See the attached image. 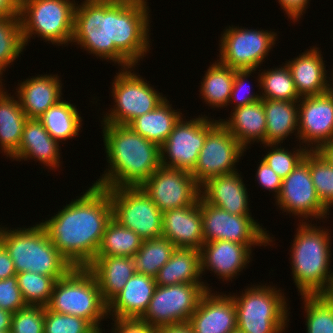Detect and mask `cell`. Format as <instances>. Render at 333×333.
Masks as SVG:
<instances>
[{
    "instance_id": "6da1fadb",
    "label": "cell",
    "mask_w": 333,
    "mask_h": 333,
    "mask_svg": "<svg viewBox=\"0 0 333 333\" xmlns=\"http://www.w3.org/2000/svg\"><path fill=\"white\" fill-rule=\"evenodd\" d=\"M147 0H84L76 4L72 41L97 58L135 66L150 48ZM149 10V11H148Z\"/></svg>"
},
{
    "instance_id": "7a4b0ae2",
    "label": "cell",
    "mask_w": 333,
    "mask_h": 333,
    "mask_svg": "<svg viewBox=\"0 0 333 333\" xmlns=\"http://www.w3.org/2000/svg\"><path fill=\"white\" fill-rule=\"evenodd\" d=\"M60 210L39 224L73 267H87L96 258L106 225L112 219L108 190L93 184Z\"/></svg>"
},
{
    "instance_id": "3957f363",
    "label": "cell",
    "mask_w": 333,
    "mask_h": 333,
    "mask_svg": "<svg viewBox=\"0 0 333 333\" xmlns=\"http://www.w3.org/2000/svg\"><path fill=\"white\" fill-rule=\"evenodd\" d=\"M101 124L109 164L94 184L106 189L140 187L161 166L160 146L128 125Z\"/></svg>"
},
{
    "instance_id": "277c9868",
    "label": "cell",
    "mask_w": 333,
    "mask_h": 333,
    "mask_svg": "<svg viewBox=\"0 0 333 333\" xmlns=\"http://www.w3.org/2000/svg\"><path fill=\"white\" fill-rule=\"evenodd\" d=\"M299 223L290 250L294 283L301 295L323 294L333 280L331 233L306 221Z\"/></svg>"
},
{
    "instance_id": "5b68a950",
    "label": "cell",
    "mask_w": 333,
    "mask_h": 333,
    "mask_svg": "<svg viewBox=\"0 0 333 333\" xmlns=\"http://www.w3.org/2000/svg\"><path fill=\"white\" fill-rule=\"evenodd\" d=\"M0 243L14 262L16 273L30 271L58 280L73 268L39 223L13 230L0 227Z\"/></svg>"
},
{
    "instance_id": "8992f818",
    "label": "cell",
    "mask_w": 333,
    "mask_h": 333,
    "mask_svg": "<svg viewBox=\"0 0 333 333\" xmlns=\"http://www.w3.org/2000/svg\"><path fill=\"white\" fill-rule=\"evenodd\" d=\"M49 310L77 316L87 320L99 333L101 320L108 316L97 279L87 267H73L64 277L56 280Z\"/></svg>"
},
{
    "instance_id": "52a82bcc",
    "label": "cell",
    "mask_w": 333,
    "mask_h": 333,
    "mask_svg": "<svg viewBox=\"0 0 333 333\" xmlns=\"http://www.w3.org/2000/svg\"><path fill=\"white\" fill-rule=\"evenodd\" d=\"M263 284L233 295L237 312V328L243 333H283L289 313L286 297L272 285Z\"/></svg>"
},
{
    "instance_id": "ba28073f",
    "label": "cell",
    "mask_w": 333,
    "mask_h": 333,
    "mask_svg": "<svg viewBox=\"0 0 333 333\" xmlns=\"http://www.w3.org/2000/svg\"><path fill=\"white\" fill-rule=\"evenodd\" d=\"M73 1L20 0L19 16L25 46L34 34L58 46H66L68 42L70 44L76 8L75 0Z\"/></svg>"
},
{
    "instance_id": "9c48e42d",
    "label": "cell",
    "mask_w": 333,
    "mask_h": 333,
    "mask_svg": "<svg viewBox=\"0 0 333 333\" xmlns=\"http://www.w3.org/2000/svg\"><path fill=\"white\" fill-rule=\"evenodd\" d=\"M135 67L122 68L115 76L111 93L116 104L101 122L128 125L136 117L154 110L166 99L143 77L131 72Z\"/></svg>"
},
{
    "instance_id": "30bf717a",
    "label": "cell",
    "mask_w": 333,
    "mask_h": 333,
    "mask_svg": "<svg viewBox=\"0 0 333 333\" xmlns=\"http://www.w3.org/2000/svg\"><path fill=\"white\" fill-rule=\"evenodd\" d=\"M112 218L129 228L143 240L162 236V212L141 187L107 189Z\"/></svg>"
},
{
    "instance_id": "8fae6325",
    "label": "cell",
    "mask_w": 333,
    "mask_h": 333,
    "mask_svg": "<svg viewBox=\"0 0 333 333\" xmlns=\"http://www.w3.org/2000/svg\"><path fill=\"white\" fill-rule=\"evenodd\" d=\"M207 285H156L149 306L140 320L155 328L188 323L202 295L211 290Z\"/></svg>"
},
{
    "instance_id": "7c38bea8",
    "label": "cell",
    "mask_w": 333,
    "mask_h": 333,
    "mask_svg": "<svg viewBox=\"0 0 333 333\" xmlns=\"http://www.w3.org/2000/svg\"><path fill=\"white\" fill-rule=\"evenodd\" d=\"M244 151L245 148L219 120L209 119L206 140L191 174L201 186L211 178L233 173Z\"/></svg>"
},
{
    "instance_id": "4fadbf2b",
    "label": "cell",
    "mask_w": 333,
    "mask_h": 333,
    "mask_svg": "<svg viewBox=\"0 0 333 333\" xmlns=\"http://www.w3.org/2000/svg\"><path fill=\"white\" fill-rule=\"evenodd\" d=\"M220 37L219 62L235 70H256L276 43V32L245 29L237 26L224 29Z\"/></svg>"
},
{
    "instance_id": "5bb4252c",
    "label": "cell",
    "mask_w": 333,
    "mask_h": 333,
    "mask_svg": "<svg viewBox=\"0 0 333 333\" xmlns=\"http://www.w3.org/2000/svg\"><path fill=\"white\" fill-rule=\"evenodd\" d=\"M202 228L205 242L227 240L239 244H269L273 242L266 229L252 215H233L207 203L200 196Z\"/></svg>"
},
{
    "instance_id": "9a60e30c",
    "label": "cell",
    "mask_w": 333,
    "mask_h": 333,
    "mask_svg": "<svg viewBox=\"0 0 333 333\" xmlns=\"http://www.w3.org/2000/svg\"><path fill=\"white\" fill-rule=\"evenodd\" d=\"M140 187L162 213L197 204L200 199V185L186 170L160 166Z\"/></svg>"
},
{
    "instance_id": "2e32d148",
    "label": "cell",
    "mask_w": 333,
    "mask_h": 333,
    "mask_svg": "<svg viewBox=\"0 0 333 333\" xmlns=\"http://www.w3.org/2000/svg\"><path fill=\"white\" fill-rule=\"evenodd\" d=\"M276 204L302 219H324L330 212L320 201L309 171V151L297 167L282 179ZM328 213V214H327ZM309 217V218H308ZM307 218V219H306Z\"/></svg>"
},
{
    "instance_id": "e0dca14e",
    "label": "cell",
    "mask_w": 333,
    "mask_h": 333,
    "mask_svg": "<svg viewBox=\"0 0 333 333\" xmlns=\"http://www.w3.org/2000/svg\"><path fill=\"white\" fill-rule=\"evenodd\" d=\"M208 118L201 115L190 121H184L182 117L179 119L167 140L160 146L161 166L189 172L195 168L206 140Z\"/></svg>"
},
{
    "instance_id": "ac0fdd59",
    "label": "cell",
    "mask_w": 333,
    "mask_h": 333,
    "mask_svg": "<svg viewBox=\"0 0 333 333\" xmlns=\"http://www.w3.org/2000/svg\"><path fill=\"white\" fill-rule=\"evenodd\" d=\"M298 111L296 138L299 137V142L302 140L300 146L304 143L306 148L312 145L309 150H316L321 144L333 139V96L329 92L300 98Z\"/></svg>"
},
{
    "instance_id": "d6986e66",
    "label": "cell",
    "mask_w": 333,
    "mask_h": 333,
    "mask_svg": "<svg viewBox=\"0 0 333 333\" xmlns=\"http://www.w3.org/2000/svg\"><path fill=\"white\" fill-rule=\"evenodd\" d=\"M254 245L268 244H239L227 240L204 242L200 248L201 274L210 270L223 281H232L251 261V246Z\"/></svg>"
},
{
    "instance_id": "ffe728a7",
    "label": "cell",
    "mask_w": 333,
    "mask_h": 333,
    "mask_svg": "<svg viewBox=\"0 0 333 333\" xmlns=\"http://www.w3.org/2000/svg\"><path fill=\"white\" fill-rule=\"evenodd\" d=\"M207 290L191 315L188 324L195 333H230L237 329V312L230 295Z\"/></svg>"
},
{
    "instance_id": "44dd1931",
    "label": "cell",
    "mask_w": 333,
    "mask_h": 333,
    "mask_svg": "<svg viewBox=\"0 0 333 333\" xmlns=\"http://www.w3.org/2000/svg\"><path fill=\"white\" fill-rule=\"evenodd\" d=\"M162 236L176 248L198 249L204 244L200 199L197 204L163 212Z\"/></svg>"
},
{
    "instance_id": "7402d4cb",
    "label": "cell",
    "mask_w": 333,
    "mask_h": 333,
    "mask_svg": "<svg viewBox=\"0 0 333 333\" xmlns=\"http://www.w3.org/2000/svg\"><path fill=\"white\" fill-rule=\"evenodd\" d=\"M238 171L219 175L200 186V196L209 204L233 215H250L248 192Z\"/></svg>"
},
{
    "instance_id": "603a6c76",
    "label": "cell",
    "mask_w": 333,
    "mask_h": 333,
    "mask_svg": "<svg viewBox=\"0 0 333 333\" xmlns=\"http://www.w3.org/2000/svg\"><path fill=\"white\" fill-rule=\"evenodd\" d=\"M155 288L154 277L134 273L124 288L107 303V317L140 319L149 306Z\"/></svg>"
},
{
    "instance_id": "cb8c5ba5",
    "label": "cell",
    "mask_w": 333,
    "mask_h": 333,
    "mask_svg": "<svg viewBox=\"0 0 333 333\" xmlns=\"http://www.w3.org/2000/svg\"><path fill=\"white\" fill-rule=\"evenodd\" d=\"M285 63L292 75L300 98L318 96L329 91L325 61L319 48L310 49ZM325 65V66H324Z\"/></svg>"
},
{
    "instance_id": "d4e9b609",
    "label": "cell",
    "mask_w": 333,
    "mask_h": 333,
    "mask_svg": "<svg viewBox=\"0 0 333 333\" xmlns=\"http://www.w3.org/2000/svg\"><path fill=\"white\" fill-rule=\"evenodd\" d=\"M16 97L27 118H39L61 99L62 83L59 76L39 75L18 83Z\"/></svg>"
},
{
    "instance_id": "484cf974",
    "label": "cell",
    "mask_w": 333,
    "mask_h": 333,
    "mask_svg": "<svg viewBox=\"0 0 333 333\" xmlns=\"http://www.w3.org/2000/svg\"><path fill=\"white\" fill-rule=\"evenodd\" d=\"M59 147V141L50 136L39 119L28 118L18 151L11 158L16 161L33 158L54 170L60 165Z\"/></svg>"
},
{
    "instance_id": "4316f807",
    "label": "cell",
    "mask_w": 333,
    "mask_h": 333,
    "mask_svg": "<svg viewBox=\"0 0 333 333\" xmlns=\"http://www.w3.org/2000/svg\"><path fill=\"white\" fill-rule=\"evenodd\" d=\"M231 118L220 119L219 122L245 148L252 142L265 144L266 115L263 99L245 106L234 108Z\"/></svg>"
},
{
    "instance_id": "83f0119b",
    "label": "cell",
    "mask_w": 333,
    "mask_h": 333,
    "mask_svg": "<svg viewBox=\"0 0 333 333\" xmlns=\"http://www.w3.org/2000/svg\"><path fill=\"white\" fill-rule=\"evenodd\" d=\"M87 268L97 279L106 303L124 288L135 273L132 257L96 256Z\"/></svg>"
},
{
    "instance_id": "f1b7e54d",
    "label": "cell",
    "mask_w": 333,
    "mask_h": 333,
    "mask_svg": "<svg viewBox=\"0 0 333 333\" xmlns=\"http://www.w3.org/2000/svg\"><path fill=\"white\" fill-rule=\"evenodd\" d=\"M200 250L176 248L168 262L155 277L156 285L168 286L181 283L205 285L201 281Z\"/></svg>"
},
{
    "instance_id": "f546056e",
    "label": "cell",
    "mask_w": 333,
    "mask_h": 333,
    "mask_svg": "<svg viewBox=\"0 0 333 333\" xmlns=\"http://www.w3.org/2000/svg\"><path fill=\"white\" fill-rule=\"evenodd\" d=\"M0 83V149L11 159L18 151L23 127L28 119L20 106L19 99L9 96Z\"/></svg>"
},
{
    "instance_id": "4dcf8cb0",
    "label": "cell",
    "mask_w": 333,
    "mask_h": 333,
    "mask_svg": "<svg viewBox=\"0 0 333 333\" xmlns=\"http://www.w3.org/2000/svg\"><path fill=\"white\" fill-rule=\"evenodd\" d=\"M298 104L299 101L263 99L266 115L265 144L283 143L290 134L298 131Z\"/></svg>"
},
{
    "instance_id": "1f68e13d",
    "label": "cell",
    "mask_w": 333,
    "mask_h": 333,
    "mask_svg": "<svg viewBox=\"0 0 333 333\" xmlns=\"http://www.w3.org/2000/svg\"><path fill=\"white\" fill-rule=\"evenodd\" d=\"M171 105L168 99H165L154 110L133 119L128 126L143 138L161 146L175 124L183 117L182 113L174 110Z\"/></svg>"
},
{
    "instance_id": "d6a6232c",
    "label": "cell",
    "mask_w": 333,
    "mask_h": 333,
    "mask_svg": "<svg viewBox=\"0 0 333 333\" xmlns=\"http://www.w3.org/2000/svg\"><path fill=\"white\" fill-rule=\"evenodd\" d=\"M76 105L65 100H60L55 105L51 106L38 119L43 126L56 141L70 140L78 136L81 130L82 117L78 113Z\"/></svg>"
},
{
    "instance_id": "836d02e7",
    "label": "cell",
    "mask_w": 333,
    "mask_h": 333,
    "mask_svg": "<svg viewBox=\"0 0 333 333\" xmlns=\"http://www.w3.org/2000/svg\"><path fill=\"white\" fill-rule=\"evenodd\" d=\"M235 69L223 65L218 60L215 61L203 76L200 93L205 104L211 107L223 108L228 105L233 82L235 79Z\"/></svg>"
},
{
    "instance_id": "e575fe53",
    "label": "cell",
    "mask_w": 333,
    "mask_h": 333,
    "mask_svg": "<svg viewBox=\"0 0 333 333\" xmlns=\"http://www.w3.org/2000/svg\"><path fill=\"white\" fill-rule=\"evenodd\" d=\"M142 242L139 235L112 218L106 225L96 256L133 257Z\"/></svg>"
},
{
    "instance_id": "d590c367",
    "label": "cell",
    "mask_w": 333,
    "mask_h": 333,
    "mask_svg": "<svg viewBox=\"0 0 333 333\" xmlns=\"http://www.w3.org/2000/svg\"><path fill=\"white\" fill-rule=\"evenodd\" d=\"M175 249L174 244L163 236L143 240L140 249L132 257L135 273L155 278L159 270L168 262Z\"/></svg>"
},
{
    "instance_id": "8d00e7d4",
    "label": "cell",
    "mask_w": 333,
    "mask_h": 333,
    "mask_svg": "<svg viewBox=\"0 0 333 333\" xmlns=\"http://www.w3.org/2000/svg\"><path fill=\"white\" fill-rule=\"evenodd\" d=\"M261 74V75H260ZM258 77V83L262 90V99L299 101L295 84L288 66L264 70ZM264 90V91H263Z\"/></svg>"
},
{
    "instance_id": "74e56055",
    "label": "cell",
    "mask_w": 333,
    "mask_h": 333,
    "mask_svg": "<svg viewBox=\"0 0 333 333\" xmlns=\"http://www.w3.org/2000/svg\"><path fill=\"white\" fill-rule=\"evenodd\" d=\"M20 16L0 17V83L3 71L23 52Z\"/></svg>"
},
{
    "instance_id": "f35d334b",
    "label": "cell",
    "mask_w": 333,
    "mask_h": 333,
    "mask_svg": "<svg viewBox=\"0 0 333 333\" xmlns=\"http://www.w3.org/2000/svg\"><path fill=\"white\" fill-rule=\"evenodd\" d=\"M18 287L27 305L47 306L51 300L54 284L53 277L33 272L16 274Z\"/></svg>"
},
{
    "instance_id": "ab89813d",
    "label": "cell",
    "mask_w": 333,
    "mask_h": 333,
    "mask_svg": "<svg viewBox=\"0 0 333 333\" xmlns=\"http://www.w3.org/2000/svg\"><path fill=\"white\" fill-rule=\"evenodd\" d=\"M307 333H333V305L323 294L301 295Z\"/></svg>"
},
{
    "instance_id": "60d3db41",
    "label": "cell",
    "mask_w": 333,
    "mask_h": 333,
    "mask_svg": "<svg viewBox=\"0 0 333 333\" xmlns=\"http://www.w3.org/2000/svg\"><path fill=\"white\" fill-rule=\"evenodd\" d=\"M309 171L322 204L333 207V167L315 150H309Z\"/></svg>"
},
{
    "instance_id": "b9f144b4",
    "label": "cell",
    "mask_w": 333,
    "mask_h": 333,
    "mask_svg": "<svg viewBox=\"0 0 333 333\" xmlns=\"http://www.w3.org/2000/svg\"><path fill=\"white\" fill-rule=\"evenodd\" d=\"M264 145L265 148L268 146L271 150H269L270 152H268L262 160L282 179L287 177L297 167L309 151V148L303 146L291 152L283 148L281 144L280 147L278 144Z\"/></svg>"
},
{
    "instance_id": "7bdbcfd3",
    "label": "cell",
    "mask_w": 333,
    "mask_h": 333,
    "mask_svg": "<svg viewBox=\"0 0 333 333\" xmlns=\"http://www.w3.org/2000/svg\"><path fill=\"white\" fill-rule=\"evenodd\" d=\"M44 333H99L87 320L45 307Z\"/></svg>"
},
{
    "instance_id": "ee69618b",
    "label": "cell",
    "mask_w": 333,
    "mask_h": 333,
    "mask_svg": "<svg viewBox=\"0 0 333 333\" xmlns=\"http://www.w3.org/2000/svg\"><path fill=\"white\" fill-rule=\"evenodd\" d=\"M45 306L27 305L12 314L10 333H44Z\"/></svg>"
},
{
    "instance_id": "f6af8a7d",
    "label": "cell",
    "mask_w": 333,
    "mask_h": 333,
    "mask_svg": "<svg viewBox=\"0 0 333 333\" xmlns=\"http://www.w3.org/2000/svg\"><path fill=\"white\" fill-rule=\"evenodd\" d=\"M26 306L18 287L16 275L0 279V308L14 313Z\"/></svg>"
},
{
    "instance_id": "bcb514c9",
    "label": "cell",
    "mask_w": 333,
    "mask_h": 333,
    "mask_svg": "<svg viewBox=\"0 0 333 333\" xmlns=\"http://www.w3.org/2000/svg\"><path fill=\"white\" fill-rule=\"evenodd\" d=\"M254 71H256V70H236L235 71V79L233 82L232 91L230 94L228 105H230V103L232 104L233 102H236L233 104H236V106H234V108H237L240 106H245V105L255 103L262 99L261 96H259V95H261V93L255 94L252 92V94H251L250 92H248L247 95H245V93L242 91L244 96H242L243 94L240 95V91L245 90L244 87H246L245 84L248 81L247 77H249L252 74V72H254ZM248 86H250L249 83H248ZM250 89L251 88H249V90Z\"/></svg>"
},
{
    "instance_id": "7dc6e473",
    "label": "cell",
    "mask_w": 333,
    "mask_h": 333,
    "mask_svg": "<svg viewBox=\"0 0 333 333\" xmlns=\"http://www.w3.org/2000/svg\"><path fill=\"white\" fill-rule=\"evenodd\" d=\"M256 172V179L260 187L262 186L263 189L275 192L276 195L274 197L277 198L281 191L282 178L263 160H261Z\"/></svg>"
},
{
    "instance_id": "c3c4849f",
    "label": "cell",
    "mask_w": 333,
    "mask_h": 333,
    "mask_svg": "<svg viewBox=\"0 0 333 333\" xmlns=\"http://www.w3.org/2000/svg\"><path fill=\"white\" fill-rule=\"evenodd\" d=\"M115 327L111 333H156V328L152 327L140 319H112Z\"/></svg>"
},
{
    "instance_id": "681fc988",
    "label": "cell",
    "mask_w": 333,
    "mask_h": 333,
    "mask_svg": "<svg viewBox=\"0 0 333 333\" xmlns=\"http://www.w3.org/2000/svg\"><path fill=\"white\" fill-rule=\"evenodd\" d=\"M278 2L290 20L297 22L305 13V9L308 8L306 6L309 0H278Z\"/></svg>"
},
{
    "instance_id": "f907efd6",
    "label": "cell",
    "mask_w": 333,
    "mask_h": 333,
    "mask_svg": "<svg viewBox=\"0 0 333 333\" xmlns=\"http://www.w3.org/2000/svg\"><path fill=\"white\" fill-rule=\"evenodd\" d=\"M16 274L14 262L11 260L8 251L0 243V279H6Z\"/></svg>"
},
{
    "instance_id": "816d5d0a",
    "label": "cell",
    "mask_w": 333,
    "mask_h": 333,
    "mask_svg": "<svg viewBox=\"0 0 333 333\" xmlns=\"http://www.w3.org/2000/svg\"><path fill=\"white\" fill-rule=\"evenodd\" d=\"M20 0H0V17L19 16Z\"/></svg>"
},
{
    "instance_id": "f5cc1de1",
    "label": "cell",
    "mask_w": 333,
    "mask_h": 333,
    "mask_svg": "<svg viewBox=\"0 0 333 333\" xmlns=\"http://www.w3.org/2000/svg\"><path fill=\"white\" fill-rule=\"evenodd\" d=\"M156 333H195L188 323L162 326L156 328Z\"/></svg>"
},
{
    "instance_id": "db71d44e",
    "label": "cell",
    "mask_w": 333,
    "mask_h": 333,
    "mask_svg": "<svg viewBox=\"0 0 333 333\" xmlns=\"http://www.w3.org/2000/svg\"><path fill=\"white\" fill-rule=\"evenodd\" d=\"M315 151L333 167V139L321 144Z\"/></svg>"
},
{
    "instance_id": "11a10c76",
    "label": "cell",
    "mask_w": 333,
    "mask_h": 333,
    "mask_svg": "<svg viewBox=\"0 0 333 333\" xmlns=\"http://www.w3.org/2000/svg\"><path fill=\"white\" fill-rule=\"evenodd\" d=\"M12 314L0 308V331H10Z\"/></svg>"
},
{
    "instance_id": "9f6ffc18",
    "label": "cell",
    "mask_w": 333,
    "mask_h": 333,
    "mask_svg": "<svg viewBox=\"0 0 333 333\" xmlns=\"http://www.w3.org/2000/svg\"><path fill=\"white\" fill-rule=\"evenodd\" d=\"M326 299L333 305V280L329 284L327 290L323 293Z\"/></svg>"
},
{
    "instance_id": "6f0895ef",
    "label": "cell",
    "mask_w": 333,
    "mask_h": 333,
    "mask_svg": "<svg viewBox=\"0 0 333 333\" xmlns=\"http://www.w3.org/2000/svg\"><path fill=\"white\" fill-rule=\"evenodd\" d=\"M331 76L333 77V73ZM329 81L333 82V78L329 79ZM332 82H329V91L328 92L333 96V83Z\"/></svg>"
},
{
    "instance_id": "680465c9",
    "label": "cell",
    "mask_w": 333,
    "mask_h": 333,
    "mask_svg": "<svg viewBox=\"0 0 333 333\" xmlns=\"http://www.w3.org/2000/svg\"><path fill=\"white\" fill-rule=\"evenodd\" d=\"M230 333H243V332L237 328V329L233 330V331L230 332Z\"/></svg>"
},
{
    "instance_id": "91938a15",
    "label": "cell",
    "mask_w": 333,
    "mask_h": 333,
    "mask_svg": "<svg viewBox=\"0 0 333 333\" xmlns=\"http://www.w3.org/2000/svg\"><path fill=\"white\" fill-rule=\"evenodd\" d=\"M0 333H10V331H0Z\"/></svg>"
}]
</instances>
